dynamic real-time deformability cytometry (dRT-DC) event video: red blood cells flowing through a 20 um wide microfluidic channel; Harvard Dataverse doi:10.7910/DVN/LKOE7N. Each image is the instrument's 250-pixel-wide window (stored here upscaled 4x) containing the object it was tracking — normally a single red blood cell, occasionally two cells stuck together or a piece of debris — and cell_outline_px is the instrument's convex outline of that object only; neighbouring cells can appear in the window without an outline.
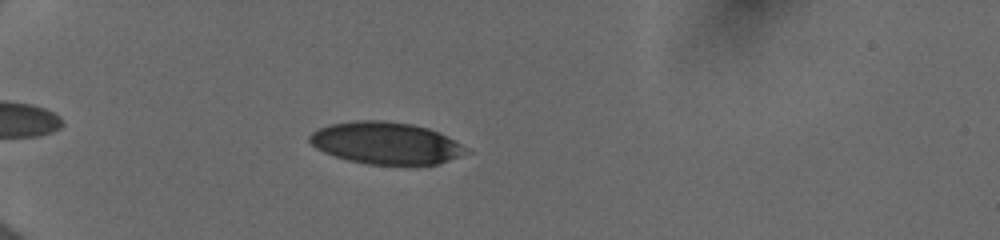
{"species": "human", "species_latin": "Homo sapiens", "temperature_condition": "cold", "stored_images_in_passage": 33, "camera_frame_rate_fps": 3000, "um_per_image_px": 0.085, "donor": {"sex": "female"}, "frame": {"image": 1, "passage_image": 1, "time_ms": 0.0, "image_size_px": [1000, 240], "cell_outline_px": [[476, 152], [440, 164], [368, 164], [348, 160], [324, 152], [316, 148], [308, 140], [308, 136], [312, 132], [328, 124], [356, 120], [380, 120], [412, 124], [428, 128]], "centroid_in_image_um": [32.83, 12.17], "position_along_channel_um": 52.2, "area_um2": 38.38}}
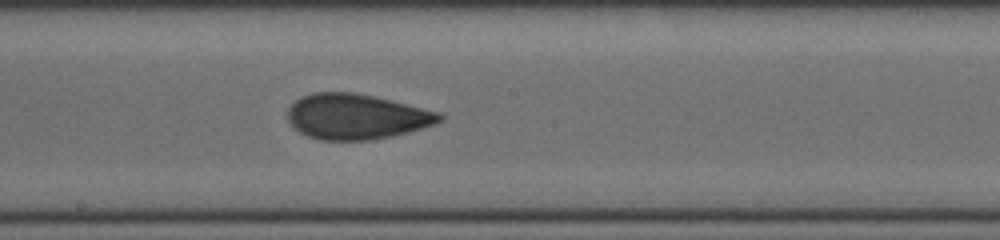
{"frame": {"image": 2, "passage_image": 16, "time_ms": 5.0, "image_size_px": [1000, 240], "cell_outline_px": [[444, 120], [420, 128], [388, 136], [368, 140], [320, 140], [308, 136], [300, 132], [288, 120], [288, 108], [300, 96], [312, 92], [352, 92], [376, 96], [440, 112], [444, 116]], "centroid_in_image_um": [30.27, 9.89], "position_along_channel_um": 217.9, "area_um2": 39.88}}
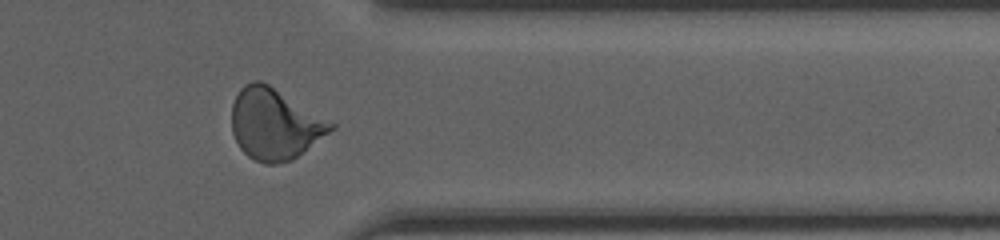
{"frame": {"image": 3, "passage_image": 29, "time_ms": 9.333, "image_size_px": [1000, 240], "cell_outline_px": [[336, 128], [292, 160], [276, 164], [264, 164], [248, 156], [240, 148], [232, 132], [232, 104], [240, 88], [244, 84], [252, 80], [260, 80], [268, 84], [336, 124]], "centroid_in_image_um": [23.34, 10.55], "position_along_channel_um": 388.1, "area_um2": 40.86}, "authors_computed_cell_mechanics": {"area_um2": 39.5352, "velocity_mm_per_s": 4.0026, "shape_relaxation_time_tau1_ms": 5.9798, "shape_relaxation_time_tau2_ms": 1.5218, "deformation_change_tau1": 0.1694, "deformation_change_tau2": 0.0688}}